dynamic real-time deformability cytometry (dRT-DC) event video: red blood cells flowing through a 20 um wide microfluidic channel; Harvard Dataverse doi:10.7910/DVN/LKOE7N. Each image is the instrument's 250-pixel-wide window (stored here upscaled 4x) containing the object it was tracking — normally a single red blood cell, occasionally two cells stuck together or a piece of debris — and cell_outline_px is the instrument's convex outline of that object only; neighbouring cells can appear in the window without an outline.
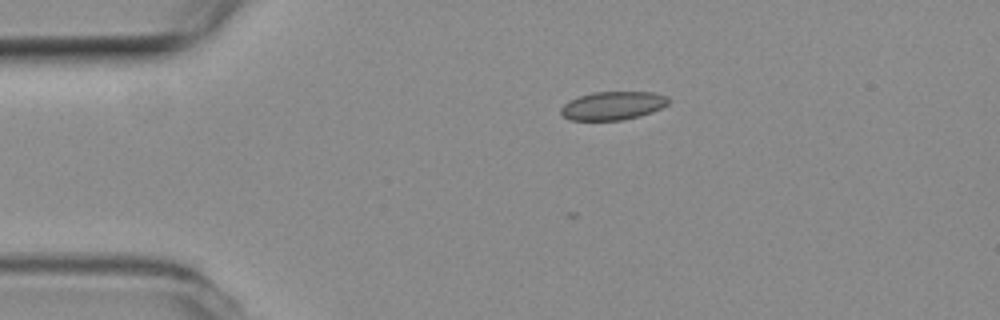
{"species": "common noctule bat (a hibernating species)", "species_latin": "Nyctalus noctula", "temperature_condition": "room temperature", "stored_images_in_passage": 26, "camera_frame_rate_fps": 3000, "um_per_image_px": 0.085, "animal": {"sex": "female", "body_mass_g": 19.3, "forearm_length_mm": 54.1}, "frame": {"image": 1, "passage_image": 1, "time_ms": 0.0, "image_size_px": [1000, 320], "cell_outline_px": [[668, 104], [652, 112], [640, 116], [620, 120], [572, 120], [564, 116], [560, 112], [560, 108], [568, 100], [592, 92], [652, 92], [668, 96]], "centroid_in_image_um": [52.08, 8.98], "position_along_channel_um": 32.9, "area_um2": 17.74}}
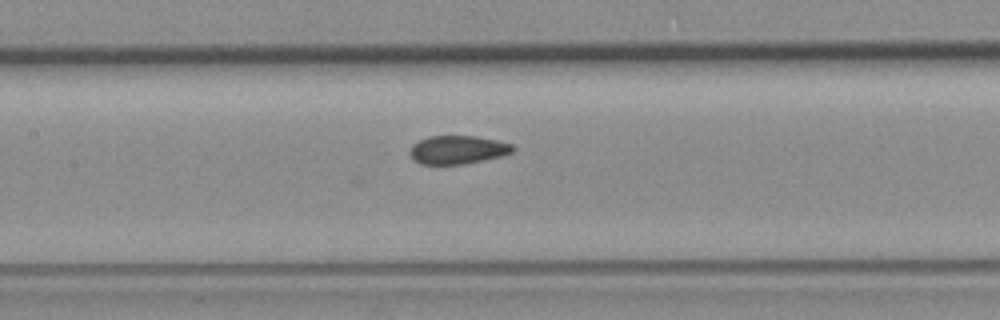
{"frame": {"image": 2, "passage_image": 15, "time_ms": 4.667, "image_size_px": [1000, 320], "cell_outline_px": [[516, 148], [512, 152], [500, 156], [464, 164], [420, 164], [412, 156], [412, 144], [428, 136], [476, 136], [496, 140], [512, 144]], "centroid_in_image_um": [38.94, 12.72], "position_along_channel_um": 168.5, "area_um2": 16.76}}
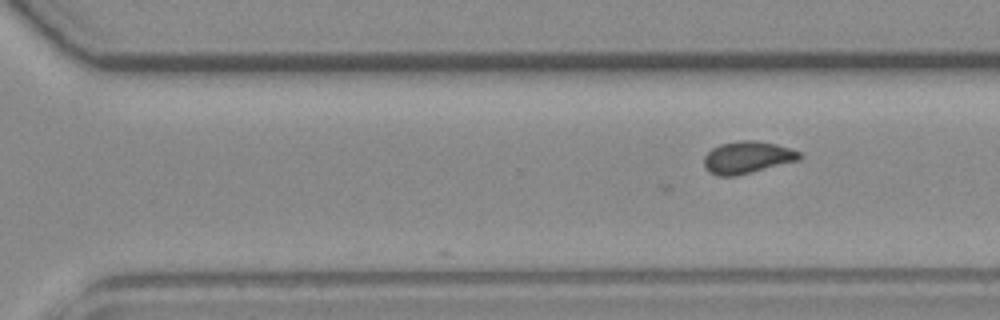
{"frame": {"image": 3, "passage_image": 26, "time_ms": 8.333, "image_size_px": [1000, 320], "cell_outline_px": [[800, 160], [736, 176], [720, 176], [708, 172], [704, 164], [704, 156], [712, 148], [720, 144], [740, 140], [752, 140], [776, 144], [800, 152]], "centroid_in_image_um": [63.5, 13.38], "position_along_channel_um": 307.1, "area_um2": 17.8}}